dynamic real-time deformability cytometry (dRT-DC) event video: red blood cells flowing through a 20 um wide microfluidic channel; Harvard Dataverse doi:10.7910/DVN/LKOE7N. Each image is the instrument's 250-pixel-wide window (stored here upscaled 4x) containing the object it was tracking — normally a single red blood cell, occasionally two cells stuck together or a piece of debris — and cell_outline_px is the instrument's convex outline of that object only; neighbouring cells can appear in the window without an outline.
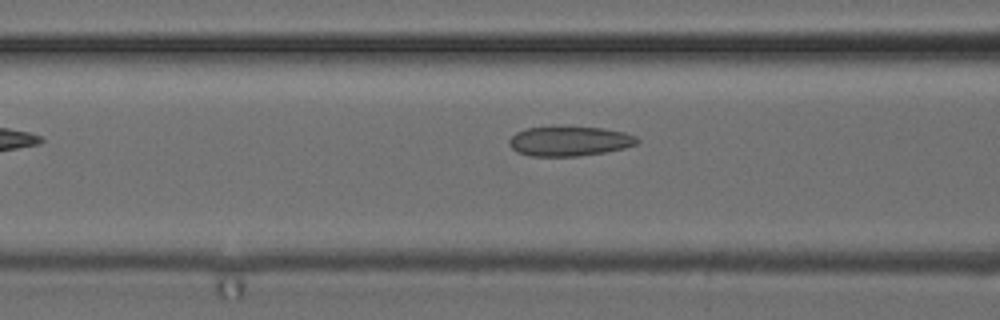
{"species": "common noctule bat (a hibernating species)", "species_latin": "Nyctalus noctula", "temperature_condition": "cold", "stored_images_in_passage": 6, "camera_frame_rate_fps": 3000, "um_per_image_px": 0.085, "animal": {"sex": "female", "body_mass_g": 24.6, "forearm_length_mm": 56.2}, "frame": {"image": 1, "passage_image": 5, "time_ms": 6.333, "image_size_px": [1000, 320], "cell_outline_px": [[640, 140], [636, 144], [624, 148], [604, 152], [576, 156], [528, 156], [516, 152], [508, 144], [508, 140], [516, 132], [528, 128], [604, 128], [624, 132], [636, 136]], "centroid_in_image_um": [48.39, 12.02], "position_along_channel_um": 118.2, "area_um2": 21.79}}
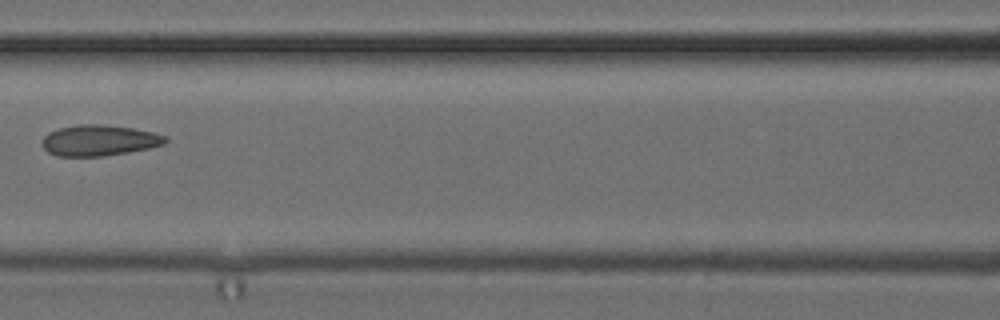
{"frame": {"image": 2, "passage_image": 6, "time_ms": 7.333, "image_size_px": [1000, 320], "cell_outline_px": [[168, 140], [164, 144], [148, 148], [128, 152], [104, 156], [56, 156], [48, 152], [44, 148], [44, 136], [48, 132], [60, 128], [76, 124], [96, 124], [132, 128], [152, 132], [168, 136]], "centroid_in_image_um": [8.44, 11.93], "position_along_channel_um": 158.2, "area_um2": 22.02}}